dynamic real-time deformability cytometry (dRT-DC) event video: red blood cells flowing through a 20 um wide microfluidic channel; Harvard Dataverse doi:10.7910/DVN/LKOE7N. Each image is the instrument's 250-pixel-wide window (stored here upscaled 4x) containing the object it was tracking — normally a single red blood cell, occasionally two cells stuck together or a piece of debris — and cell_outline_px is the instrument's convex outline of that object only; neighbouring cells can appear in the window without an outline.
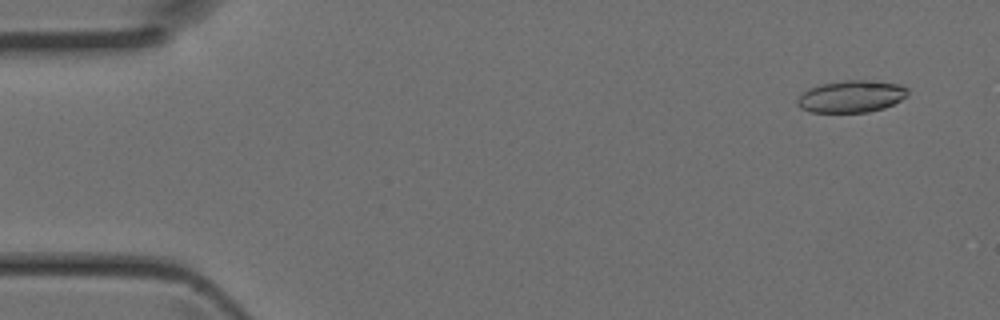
{"species": "Egyptian fruit bat (a non-hibernating species)", "species_latin": "Rousettus aegyptiacus", "temperature_condition": "room temperature", "stored_images_in_passage": 42, "camera_frame_rate_fps": 3000, "um_per_image_px": 0.085, "animal": {"sex": "female"}, "frame": {"image": 1, "passage_image": 1, "time_ms": 0.0, "image_size_px": [1000, 320], "cell_outline_px": [[908, 96], [884, 108], [868, 112], [812, 112], [800, 108], [796, 104], [796, 100], [808, 88], [820, 84], [844, 80], [876, 80], [900, 84], [908, 88]], "centroid_in_image_um": [72.38, 8.18], "position_along_channel_um": 12.6, "area_um2": 20.81}}
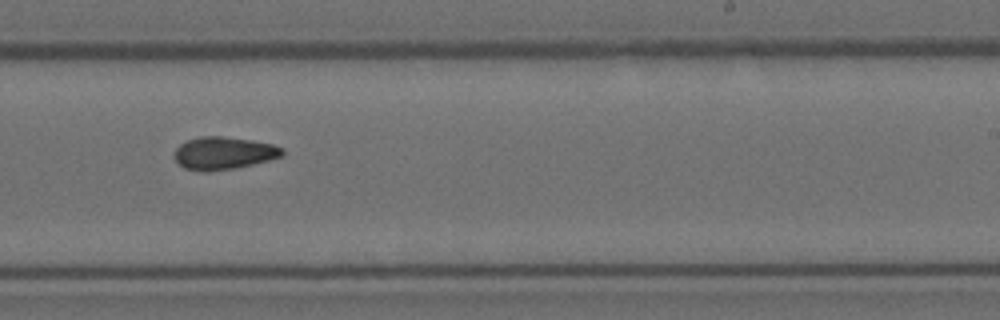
{"frame": {"image": 2, "passage_image": 25, "time_ms": 8.0, "image_size_px": [1000, 320], "cell_outline_px": [[284, 156], [236, 168], [208, 172], [200, 172], [184, 168], [172, 156], [176, 148], [180, 144], [188, 140], [200, 136], [224, 136], [252, 140], [272, 144], [284, 148]], "centroid_in_image_um": [19.0, 13.02], "position_along_channel_um": 270.0, "area_um2": 20.75}}
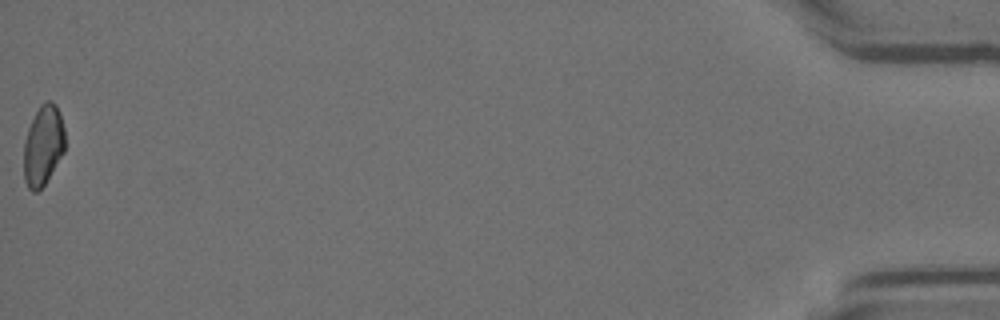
{"frame": {"image": 3, "passage_image": 42, "time_ms": 13.667, "image_size_px": [1000, 320], "cell_outline_px": [[64, 152], [44, 184], [36, 192], [32, 192], [28, 188], [24, 180], [24, 140], [28, 128], [40, 104], [44, 100], [52, 100], [56, 104], [60, 112], [64, 128]], "centroid_in_image_um": [3.66, 12.32], "position_along_channel_um": 431.5, "area_um2": 19.31}}